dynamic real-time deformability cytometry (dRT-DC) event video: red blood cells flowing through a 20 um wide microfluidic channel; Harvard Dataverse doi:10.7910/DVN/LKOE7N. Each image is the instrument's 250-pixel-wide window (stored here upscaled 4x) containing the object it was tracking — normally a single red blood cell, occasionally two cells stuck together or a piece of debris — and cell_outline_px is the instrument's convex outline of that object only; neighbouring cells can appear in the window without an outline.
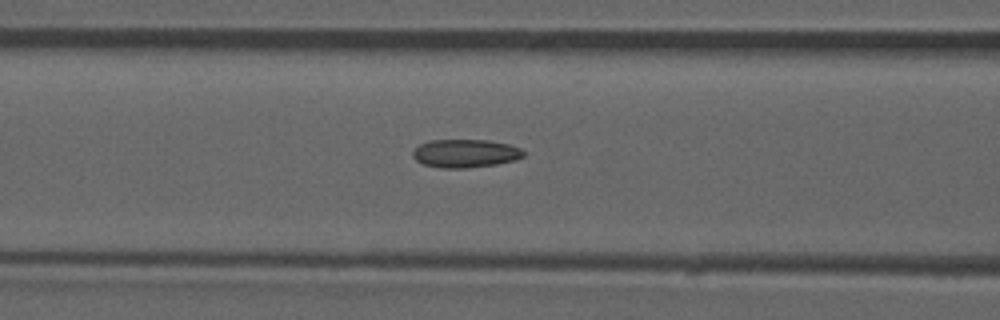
{"species": "common noctule bat (a hibernating species)", "species_latin": "Nyctalus noctula", "temperature_condition": "room temperature", "stored_images_in_passage": 20, "camera_frame_rate_fps": 3000, "um_per_image_px": 0.085, "animal": {"sex": "male", "forearm_length_mm": 52.5}, "frame": {"image": 1, "passage_image": 20, "time_ms": 6.333, "image_size_px": [1000, 320], "cell_outline_px": [[524, 156], [516, 160], [496, 164], [464, 168], [440, 168], [424, 164], [416, 160], [412, 156], [412, 152], [420, 144], [428, 140], [488, 140], [508, 144], [520, 148], [524, 152]], "centroid_in_image_um": [39.54, 13.03], "position_along_channel_um": 127.1, "area_um2": 18.21}}